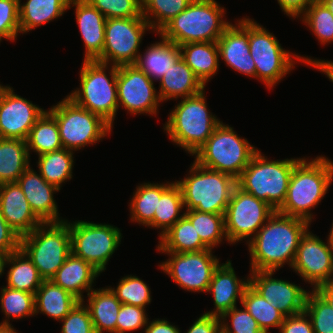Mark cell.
Returning <instances> with one entry per match:
<instances>
[{"label": "cell", "instance_id": "25", "mask_svg": "<svg viewBox=\"0 0 333 333\" xmlns=\"http://www.w3.org/2000/svg\"><path fill=\"white\" fill-rule=\"evenodd\" d=\"M100 274L101 272L93 265L71 252L51 281L71 293L79 301H84L83 294L85 292L88 294L94 289V281Z\"/></svg>", "mask_w": 333, "mask_h": 333}, {"label": "cell", "instance_id": "40", "mask_svg": "<svg viewBox=\"0 0 333 333\" xmlns=\"http://www.w3.org/2000/svg\"><path fill=\"white\" fill-rule=\"evenodd\" d=\"M184 214L195 227L201 241L209 249L214 250L215 247L217 248L222 244L223 240L229 244L225 232L224 214L206 213L197 210H185Z\"/></svg>", "mask_w": 333, "mask_h": 333}, {"label": "cell", "instance_id": "51", "mask_svg": "<svg viewBox=\"0 0 333 333\" xmlns=\"http://www.w3.org/2000/svg\"><path fill=\"white\" fill-rule=\"evenodd\" d=\"M279 333H314L310 318L305 312L284 318Z\"/></svg>", "mask_w": 333, "mask_h": 333}, {"label": "cell", "instance_id": "39", "mask_svg": "<svg viewBox=\"0 0 333 333\" xmlns=\"http://www.w3.org/2000/svg\"><path fill=\"white\" fill-rule=\"evenodd\" d=\"M241 305L257 321L264 333H270L271 328L281 327L285 316L270 303H268L256 290L248 285L243 293Z\"/></svg>", "mask_w": 333, "mask_h": 333}, {"label": "cell", "instance_id": "22", "mask_svg": "<svg viewBox=\"0 0 333 333\" xmlns=\"http://www.w3.org/2000/svg\"><path fill=\"white\" fill-rule=\"evenodd\" d=\"M249 285V277L240 279L236 276L231 260L220 263L215 269L207 294L213 296L214 309L203 314L221 317L224 313L241 304L245 288ZM239 298V299H238Z\"/></svg>", "mask_w": 333, "mask_h": 333}, {"label": "cell", "instance_id": "7", "mask_svg": "<svg viewBox=\"0 0 333 333\" xmlns=\"http://www.w3.org/2000/svg\"><path fill=\"white\" fill-rule=\"evenodd\" d=\"M181 180L180 186L185 210L224 214L237 180L226 173L200 166L195 161Z\"/></svg>", "mask_w": 333, "mask_h": 333}, {"label": "cell", "instance_id": "56", "mask_svg": "<svg viewBox=\"0 0 333 333\" xmlns=\"http://www.w3.org/2000/svg\"><path fill=\"white\" fill-rule=\"evenodd\" d=\"M309 66L314 69L316 68V70L322 72L323 74H326L325 76L333 82V61L317 59L315 57L314 61Z\"/></svg>", "mask_w": 333, "mask_h": 333}, {"label": "cell", "instance_id": "45", "mask_svg": "<svg viewBox=\"0 0 333 333\" xmlns=\"http://www.w3.org/2000/svg\"><path fill=\"white\" fill-rule=\"evenodd\" d=\"M304 312L311 320L314 333H333V309L315 290L309 291Z\"/></svg>", "mask_w": 333, "mask_h": 333}, {"label": "cell", "instance_id": "62", "mask_svg": "<svg viewBox=\"0 0 333 333\" xmlns=\"http://www.w3.org/2000/svg\"><path fill=\"white\" fill-rule=\"evenodd\" d=\"M4 88H5V86L2 85V84H0V97H1V95H2V92H3Z\"/></svg>", "mask_w": 333, "mask_h": 333}, {"label": "cell", "instance_id": "3", "mask_svg": "<svg viewBox=\"0 0 333 333\" xmlns=\"http://www.w3.org/2000/svg\"><path fill=\"white\" fill-rule=\"evenodd\" d=\"M205 89L194 96L181 98L169 112L163 125L169 139L193 156L222 122L207 107Z\"/></svg>", "mask_w": 333, "mask_h": 333}, {"label": "cell", "instance_id": "10", "mask_svg": "<svg viewBox=\"0 0 333 333\" xmlns=\"http://www.w3.org/2000/svg\"><path fill=\"white\" fill-rule=\"evenodd\" d=\"M48 111L55 117L63 148L74 152L100 142L113 129L101 116L79 106L67 95Z\"/></svg>", "mask_w": 333, "mask_h": 333}, {"label": "cell", "instance_id": "29", "mask_svg": "<svg viewBox=\"0 0 333 333\" xmlns=\"http://www.w3.org/2000/svg\"><path fill=\"white\" fill-rule=\"evenodd\" d=\"M181 58L206 86L219 69L217 42H196L179 46Z\"/></svg>", "mask_w": 333, "mask_h": 333}, {"label": "cell", "instance_id": "53", "mask_svg": "<svg viewBox=\"0 0 333 333\" xmlns=\"http://www.w3.org/2000/svg\"><path fill=\"white\" fill-rule=\"evenodd\" d=\"M186 333H222L220 318L201 314Z\"/></svg>", "mask_w": 333, "mask_h": 333}, {"label": "cell", "instance_id": "6", "mask_svg": "<svg viewBox=\"0 0 333 333\" xmlns=\"http://www.w3.org/2000/svg\"><path fill=\"white\" fill-rule=\"evenodd\" d=\"M301 159L271 160L259 150L237 179V186L277 211L285 201L292 170Z\"/></svg>", "mask_w": 333, "mask_h": 333}, {"label": "cell", "instance_id": "19", "mask_svg": "<svg viewBox=\"0 0 333 333\" xmlns=\"http://www.w3.org/2000/svg\"><path fill=\"white\" fill-rule=\"evenodd\" d=\"M6 85L0 97V138L26 140L31 128L46 111L17 95Z\"/></svg>", "mask_w": 333, "mask_h": 333}, {"label": "cell", "instance_id": "59", "mask_svg": "<svg viewBox=\"0 0 333 333\" xmlns=\"http://www.w3.org/2000/svg\"><path fill=\"white\" fill-rule=\"evenodd\" d=\"M0 333H19L12 324H0Z\"/></svg>", "mask_w": 333, "mask_h": 333}, {"label": "cell", "instance_id": "15", "mask_svg": "<svg viewBox=\"0 0 333 333\" xmlns=\"http://www.w3.org/2000/svg\"><path fill=\"white\" fill-rule=\"evenodd\" d=\"M160 253L167 254L169 258L158 266L175 284L191 293H207L213 273L220 264V258L213 255V249Z\"/></svg>", "mask_w": 333, "mask_h": 333}, {"label": "cell", "instance_id": "47", "mask_svg": "<svg viewBox=\"0 0 333 333\" xmlns=\"http://www.w3.org/2000/svg\"><path fill=\"white\" fill-rule=\"evenodd\" d=\"M241 308L236 306L220 317L222 333H264L246 308Z\"/></svg>", "mask_w": 333, "mask_h": 333}, {"label": "cell", "instance_id": "44", "mask_svg": "<svg viewBox=\"0 0 333 333\" xmlns=\"http://www.w3.org/2000/svg\"><path fill=\"white\" fill-rule=\"evenodd\" d=\"M115 287L108 286L122 304L146 308L151 304V288L136 275H127L119 279Z\"/></svg>", "mask_w": 333, "mask_h": 333}, {"label": "cell", "instance_id": "28", "mask_svg": "<svg viewBox=\"0 0 333 333\" xmlns=\"http://www.w3.org/2000/svg\"><path fill=\"white\" fill-rule=\"evenodd\" d=\"M87 303L82 301L88 308L95 333H116V322L121 302L107 286L94 288L86 298Z\"/></svg>", "mask_w": 333, "mask_h": 333}, {"label": "cell", "instance_id": "41", "mask_svg": "<svg viewBox=\"0 0 333 333\" xmlns=\"http://www.w3.org/2000/svg\"><path fill=\"white\" fill-rule=\"evenodd\" d=\"M0 310L5 315L0 324L10 325V319L22 320L35 316V294L3 285L0 292Z\"/></svg>", "mask_w": 333, "mask_h": 333}, {"label": "cell", "instance_id": "36", "mask_svg": "<svg viewBox=\"0 0 333 333\" xmlns=\"http://www.w3.org/2000/svg\"><path fill=\"white\" fill-rule=\"evenodd\" d=\"M37 167L40 175L61 190L63 183L73 177L74 152L65 148L38 156Z\"/></svg>", "mask_w": 333, "mask_h": 333}, {"label": "cell", "instance_id": "18", "mask_svg": "<svg viewBox=\"0 0 333 333\" xmlns=\"http://www.w3.org/2000/svg\"><path fill=\"white\" fill-rule=\"evenodd\" d=\"M249 272V285L285 317L304 312L309 290L290 281L275 278L274 270Z\"/></svg>", "mask_w": 333, "mask_h": 333}, {"label": "cell", "instance_id": "35", "mask_svg": "<svg viewBox=\"0 0 333 333\" xmlns=\"http://www.w3.org/2000/svg\"><path fill=\"white\" fill-rule=\"evenodd\" d=\"M172 183L173 181L159 184L154 182L138 184L128 205L130 206V221L146 227L153 220L161 194Z\"/></svg>", "mask_w": 333, "mask_h": 333}, {"label": "cell", "instance_id": "24", "mask_svg": "<svg viewBox=\"0 0 333 333\" xmlns=\"http://www.w3.org/2000/svg\"><path fill=\"white\" fill-rule=\"evenodd\" d=\"M75 7V18L83 40L84 61H95L102 56L106 18L86 0H70L68 9Z\"/></svg>", "mask_w": 333, "mask_h": 333}, {"label": "cell", "instance_id": "31", "mask_svg": "<svg viewBox=\"0 0 333 333\" xmlns=\"http://www.w3.org/2000/svg\"><path fill=\"white\" fill-rule=\"evenodd\" d=\"M78 302L76 297L62 287L51 280H44L35 293V316L41 313L61 321Z\"/></svg>", "mask_w": 333, "mask_h": 333}, {"label": "cell", "instance_id": "23", "mask_svg": "<svg viewBox=\"0 0 333 333\" xmlns=\"http://www.w3.org/2000/svg\"><path fill=\"white\" fill-rule=\"evenodd\" d=\"M0 211L8 225L20 237L43 224L32 211L17 182L0 184Z\"/></svg>", "mask_w": 333, "mask_h": 333}, {"label": "cell", "instance_id": "13", "mask_svg": "<svg viewBox=\"0 0 333 333\" xmlns=\"http://www.w3.org/2000/svg\"><path fill=\"white\" fill-rule=\"evenodd\" d=\"M150 30L142 15L106 19L103 52L97 61L116 66L135 64L144 34Z\"/></svg>", "mask_w": 333, "mask_h": 333}, {"label": "cell", "instance_id": "9", "mask_svg": "<svg viewBox=\"0 0 333 333\" xmlns=\"http://www.w3.org/2000/svg\"><path fill=\"white\" fill-rule=\"evenodd\" d=\"M258 151L222 121L193 156L200 166L226 173L237 180Z\"/></svg>", "mask_w": 333, "mask_h": 333}, {"label": "cell", "instance_id": "60", "mask_svg": "<svg viewBox=\"0 0 333 333\" xmlns=\"http://www.w3.org/2000/svg\"><path fill=\"white\" fill-rule=\"evenodd\" d=\"M326 238H327L326 241H328L329 244L333 247V222H332V225H331V228H330V232H329V234Z\"/></svg>", "mask_w": 333, "mask_h": 333}, {"label": "cell", "instance_id": "8", "mask_svg": "<svg viewBox=\"0 0 333 333\" xmlns=\"http://www.w3.org/2000/svg\"><path fill=\"white\" fill-rule=\"evenodd\" d=\"M249 49L256 65V79L270 90L294 70L299 62L309 66L312 56H300L285 50L266 27L249 18ZM298 60V61H297Z\"/></svg>", "mask_w": 333, "mask_h": 333}, {"label": "cell", "instance_id": "1", "mask_svg": "<svg viewBox=\"0 0 333 333\" xmlns=\"http://www.w3.org/2000/svg\"><path fill=\"white\" fill-rule=\"evenodd\" d=\"M310 225L306 220L275 211L247 243L250 271H278L286 264L291 268L301 237Z\"/></svg>", "mask_w": 333, "mask_h": 333}, {"label": "cell", "instance_id": "61", "mask_svg": "<svg viewBox=\"0 0 333 333\" xmlns=\"http://www.w3.org/2000/svg\"><path fill=\"white\" fill-rule=\"evenodd\" d=\"M333 14V0H321Z\"/></svg>", "mask_w": 333, "mask_h": 333}, {"label": "cell", "instance_id": "38", "mask_svg": "<svg viewBox=\"0 0 333 333\" xmlns=\"http://www.w3.org/2000/svg\"><path fill=\"white\" fill-rule=\"evenodd\" d=\"M29 156L35 152L40 156L63 148L55 117L46 110L31 128L26 139Z\"/></svg>", "mask_w": 333, "mask_h": 333}, {"label": "cell", "instance_id": "37", "mask_svg": "<svg viewBox=\"0 0 333 333\" xmlns=\"http://www.w3.org/2000/svg\"><path fill=\"white\" fill-rule=\"evenodd\" d=\"M182 210H184L182 191L180 186L173 181V183L161 194L153 220L146 227L151 229L157 228L160 231L162 230L159 232L160 238L185 215V210Z\"/></svg>", "mask_w": 333, "mask_h": 333}, {"label": "cell", "instance_id": "27", "mask_svg": "<svg viewBox=\"0 0 333 333\" xmlns=\"http://www.w3.org/2000/svg\"><path fill=\"white\" fill-rule=\"evenodd\" d=\"M160 41L151 43L138 55L135 65L152 81H159L181 57L180 48L159 33Z\"/></svg>", "mask_w": 333, "mask_h": 333}, {"label": "cell", "instance_id": "34", "mask_svg": "<svg viewBox=\"0 0 333 333\" xmlns=\"http://www.w3.org/2000/svg\"><path fill=\"white\" fill-rule=\"evenodd\" d=\"M30 159L26 140L0 138V184L16 182Z\"/></svg>", "mask_w": 333, "mask_h": 333}, {"label": "cell", "instance_id": "5", "mask_svg": "<svg viewBox=\"0 0 333 333\" xmlns=\"http://www.w3.org/2000/svg\"><path fill=\"white\" fill-rule=\"evenodd\" d=\"M117 74L118 66L116 65L102 63L97 60H83L79 71L80 86L76 90H72L67 96L79 106L101 116L113 127L119 110Z\"/></svg>", "mask_w": 333, "mask_h": 333}, {"label": "cell", "instance_id": "17", "mask_svg": "<svg viewBox=\"0 0 333 333\" xmlns=\"http://www.w3.org/2000/svg\"><path fill=\"white\" fill-rule=\"evenodd\" d=\"M309 230L301 237L291 270L314 290L333 282V247Z\"/></svg>", "mask_w": 333, "mask_h": 333}, {"label": "cell", "instance_id": "33", "mask_svg": "<svg viewBox=\"0 0 333 333\" xmlns=\"http://www.w3.org/2000/svg\"><path fill=\"white\" fill-rule=\"evenodd\" d=\"M159 252H192L209 249L200 239L191 221L184 215L158 241Z\"/></svg>", "mask_w": 333, "mask_h": 333}, {"label": "cell", "instance_id": "48", "mask_svg": "<svg viewBox=\"0 0 333 333\" xmlns=\"http://www.w3.org/2000/svg\"><path fill=\"white\" fill-rule=\"evenodd\" d=\"M20 0H0V39L14 42L21 34L19 24Z\"/></svg>", "mask_w": 333, "mask_h": 333}, {"label": "cell", "instance_id": "21", "mask_svg": "<svg viewBox=\"0 0 333 333\" xmlns=\"http://www.w3.org/2000/svg\"><path fill=\"white\" fill-rule=\"evenodd\" d=\"M31 165L16 181L23 191L34 214L43 223H58L66 219L60 217L54 194L60 190L48 183Z\"/></svg>", "mask_w": 333, "mask_h": 333}, {"label": "cell", "instance_id": "12", "mask_svg": "<svg viewBox=\"0 0 333 333\" xmlns=\"http://www.w3.org/2000/svg\"><path fill=\"white\" fill-rule=\"evenodd\" d=\"M65 221L69 224L71 234V252L99 272H104L109 259L121 244L122 230L108 223Z\"/></svg>", "mask_w": 333, "mask_h": 333}, {"label": "cell", "instance_id": "49", "mask_svg": "<svg viewBox=\"0 0 333 333\" xmlns=\"http://www.w3.org/2000/svg\"><path fill=\"white\" fill-rule=\"evenodd\" d=\"M149 320L146 308L121 304L117 316L116 333H128L141 329L144 330Z\"/></svg>", "mask_w": 333, "mask_h": 333}, {"label": "cell", "instance_id": "4", "mask_svg": "<svg viewBox=\"0 0 333 333\" xmlns=\"http://www.w3.org/2000/svg\"><path fill=\"white\" fill-rule=\"evenodd\" d=\"M225 13V8L215 0H193L158 33L178 46L196 42H217L232 24L224 19Z\"/></svg>", "mask_w": 333, "mask_h": 333}, {"label": "cell", "instance_id": "14", "mask_svg": "<svg viewBox=\"0 0 333 333\" xmlns=\"http://www.w3.org/2000/svg\"><path fill=\"white\" fill-rule=\"evenodd\" d=\"M274 213L268 203L236 186L224 213L229 245L245 239L247 245Z\"/></svg>", "mask_w": 333, "mask_h": 333}, {"label": "cell", "instance_id": "2", "mask_svg": "<svg viewBox=\"0 0 333 333\" xmlns=\"http://www.w3.org/2000/svg\"><path fill=\"white\" fill-rule=\"evenodd\" d=\"M333 181V161L326 156L302 158L292 170L287 195L277 210L286 216L313 222L312 209L321 203Z\"/></svg>", "mask_w": 333, "mask_h": 333}, {"label": "cell", "instance_id": "54", "mask_svg": "<svg viewBox=\"0 0 333 333\" xmlns=\"http://www.w3.org/2000/svg\"><path fill=\"white\" fill-rule=\"evenodd\" d=\"M314 0H277L282 12L291 19L300 18Z\"/></svg>", "mask_w": 333, "mask_h": 333}, {"label": "cell", "instance_id": "55", "mask_svg": "<svg viewBox=\"0 0 333 333\" xmlns=\"http://www.w3.org/2000/svg\"><path fill=\"white\" fill-rule=\"evenodd\" d=\"M144 333H180V328L170 323L169 321L159 318H155L152 321H148L147 326L144 328Z\"/></svg>", "mask_w": 333, "mask_h": 333}, {"label": "cell", "instance_id": "30", "mask_svg": "<svg viewBox=\"0 0 333 333\" xmlns=\"http://www.w3.org/2000/svg\"><path fill=\"white\" fill-rule=\"evenodd\" d=\"M20 0L19 24L20 32L28 33L39 26L60 18L68 11L70 0Z\"/></svg>", "mask_w": 333, "mask_h": 333}, {"label": "cell", "instance_id": "11", "mask_svg": "<svg viewBox=\"0 0 333 333\" xmlns=\"http://www.w3.org/2000/svg\"><path fill=\"white\" fill-rule=\"evenodd\" d=\"M20 248L32 260L43 280H51L71 253V234L66 221L43 223L20 237Z\"/></svg>", "mask_w": 333, "mask_h": 333}, {"label": "cell", "instance_id": "20", "mask_svg": "<svg viewBox=\"0 0 333 333\" xmlns=\"http://www.w3.org/2000/svg\"><path fill=\"white\" fill-rule=\"evenodd\" d=\"M219 58L232 70L256 78V65L249 49V17L231 24L217 40Z\"/></svg>", "mask_w": 333, "mask_h": 333}, {"label": "cell", "instance_id": "26", "mask_svg": "<svg viewBox=\"0 0 333 333\" xmlns=\"http://www.w3.org/2000/svg\"><path fill=\"white\" fill-rule=\"evenodd\" d=\"M205 87L180 57L159 80L158 95L161 102L178 100L199 94Z\"/></svg>", "mask_w": 333, "mask_h": 333}, {"label": "cell", "instance_id": "46", "mask_svg": "<svg viewBox=\"0 0 333 333\" xmlns=\"http://www.w3.org/2000/svg\"><path fill=\"white\" fill-rule=\"evenodd\" d=\"M97 8L106 19L131 18L142 15L141 0H86Z\"/></svg>", "mask_w": 333, "mask_h": 333}, {"label": "cell", "instance_id": "57", "mask_svg": "<svg viewBox=\"0 0 333 333\" xmlns=\"http://www.w3.org/2000/svg\"><path fill=\"white\" fill-rule=\"evenodd\" d=\"M333 309V282L320 285L314 289Z\"/></svg>", "mask_w": 333, "mask_h": 333}, {"label": "cell", "instance_id": "50", "mask_svg": "<svg viewBox=\"0 0 333 333\" xmlns=\"http://www.w3.org/2000/svg\"><path fill=\"white\" fill-rule=\"evenodd\" d=\"M59 322L62 323L60 333H95L89 310L82 301Z\"/></svg>", "mask_w": 333, "mask_h": 333}, {"label": "cell", "instance_id": "32", "mask_svg": "<svg viewBox=\"0 0 333 333\" xmlns=\"http://www.w3.org/2000/svg\"><path fill=\"white\" fill-rule=\"evenodd\" d=\"M6 267H9L6 287L35 294L44 281L32 260L21 248L8 255Z\"/></svg>", "mask_w": 333, "mask_h": 333}, {"label": "cell", "instance_id": "43", "mask_svg": "<svg viewBox=\"0 0 333 333\" xmlns=\"http://www.w3.org/2000/svg\"><path fill=\"white\" fill-rule=\"evenodd\" d=\"M299 19L321 45L333 42V14L321 0H314Z\"/></svg>", "mask_w": 333, "mask_h": 333}, {"label": "cell", "instance_id": "52", "mask_svg": "<svg viewBox=\"0 0 333 333\" xmlns=\"http://www.w3.org/2000/svg\"><path fill=\"white\" fill-rule=\"evenodd\" d=\"M20 248V236L8 225L0 211V252L12 253Z\"/></svg>", "mask_w": 333, "mask_h": 333}, {"label": "cell", "instance_id": "16", "mask_svg": "<svg viewBox=\"0 0 333 333\" xmlns=\"http://www.w3.org/2000/svg\"><path fill=\"white\" fill-rule=\"evenodd\" d=\"M152 81L135 64L118 66V106L130 115H157L160 103L158 91Z\"/></svg>", "mask_w": 333, "mask_h": 333}, {"label": "cell", "instance_id": "42", "mask_svg": "<svg viewBox=\"0 0 333 333\" xmlns=\"http://www.w3.org/2000/svg\"><path fill=\"white\" fill-rule=\"evenodd\" d=\"M142 16L158 33L170 20L184 11L193 0H141Z\"/></svg>", "mask_w": 333, "mask_h": 333}, {"label": "cell", "instance_id": "58", "mask_svg": "<svg viewBox=\"0 0 333 333\" xmlns=\"http://www.w3.org/2000/svg\"><path fill=\"white\" fill-rule=\"evenodd\" d=\"M11 254V253H3V252H0V276L2 277V273H4V271L6 270L5 269V263H6V259L8 257V255Z\"/></svg>", "mask_w": 333, "mask_h": 333}]
</instances>
